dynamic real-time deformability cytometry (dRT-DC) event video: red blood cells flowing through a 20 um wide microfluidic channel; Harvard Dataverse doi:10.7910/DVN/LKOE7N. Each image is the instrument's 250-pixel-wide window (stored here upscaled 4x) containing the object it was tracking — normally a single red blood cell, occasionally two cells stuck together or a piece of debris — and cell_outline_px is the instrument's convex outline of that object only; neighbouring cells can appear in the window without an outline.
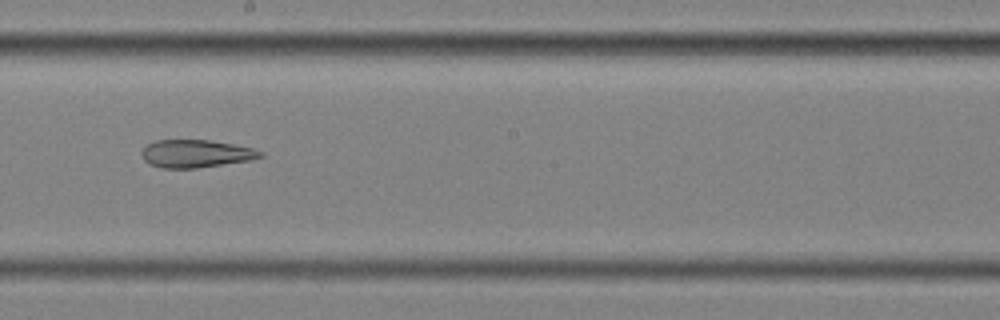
{"species": "common noctule bat (a hibernating species)", "species_latin": "Nyctalus noctula", "temperature_condition": "cold", "stored_images_in_passage": 7, "camera_frame_rate_fps": 3000, "um_per_image_px": 0.085, "animal": {"sex": "female", "body_mass_g": 25.1}, "frame": {"image": 1, "passage_image": 6, "time_ms": 1.667, "image_size_px": [1000, 320], "cell_outline_px": [[264, 156], [252, 160], [196, 168], [160, 168], [148, 164], [144, 160], [140, 152], [148, 144], [156, 140], [208, 140], [232, 144], [252, 148], [264, 152]], "centroid_in_image_um": [16.64, 13.07], "position_along_channel_um": 231.6, "area_um2": 19.25}}
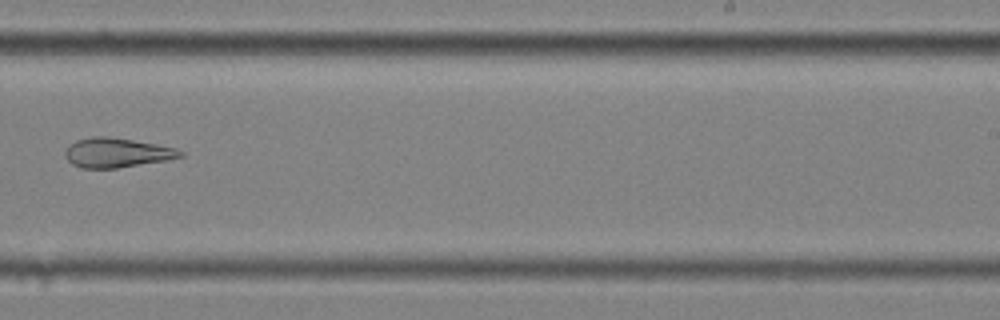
{"frame": {"image": 2, "passage_image": 7, "time_ms": 2.0, "image_size_px": [1000, 320], "cell_outline_px": [[184, 156], [168, 160], [116, 168], [80, 168], [72, 164], [64, 156], [64, 152], [76, 140], [92, 136], [108, 136], [156, 144], [176, 148], [184, 152]], "centroid_in_image_um": [9.94, 12.98], "position_along_channel_um": 279.1, "area_um2": 19.77}}